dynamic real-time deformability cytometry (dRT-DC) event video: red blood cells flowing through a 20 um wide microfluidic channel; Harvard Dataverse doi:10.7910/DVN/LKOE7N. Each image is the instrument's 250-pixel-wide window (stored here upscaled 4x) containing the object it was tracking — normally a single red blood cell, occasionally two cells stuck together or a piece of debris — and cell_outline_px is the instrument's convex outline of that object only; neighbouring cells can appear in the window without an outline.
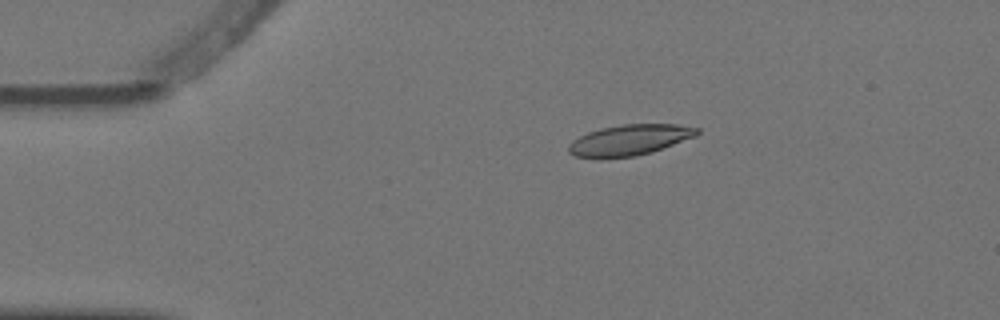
{"species": "Egyptian fruit bat (a non-hibernating species)", "species_latin": "Rousettus aegyptiacus", "temperature_condition": "warm", "stored_images_in_passage": 2, "camera_frame_rate_fps": 3000, "um_per_image_px": 0.085, "animal": {"sex": "female"}, "frame": {"image": 1, "passage_image": 1, "time_ms": 0.0, "image_size_px": [1000, 320], "cell_outline_px": [[700, 132], [696, 136], [652, 152], [632, 156], [576, 156], [568, 152], [568, 144], [572, 140], [588, 132], [600, 128], [624, 124], [676, 124], [700, 128]], "centroid_in_image_um": [53.56, 11.86], "position_along_channel_um": 31.4, "area_um2": 22.54}}